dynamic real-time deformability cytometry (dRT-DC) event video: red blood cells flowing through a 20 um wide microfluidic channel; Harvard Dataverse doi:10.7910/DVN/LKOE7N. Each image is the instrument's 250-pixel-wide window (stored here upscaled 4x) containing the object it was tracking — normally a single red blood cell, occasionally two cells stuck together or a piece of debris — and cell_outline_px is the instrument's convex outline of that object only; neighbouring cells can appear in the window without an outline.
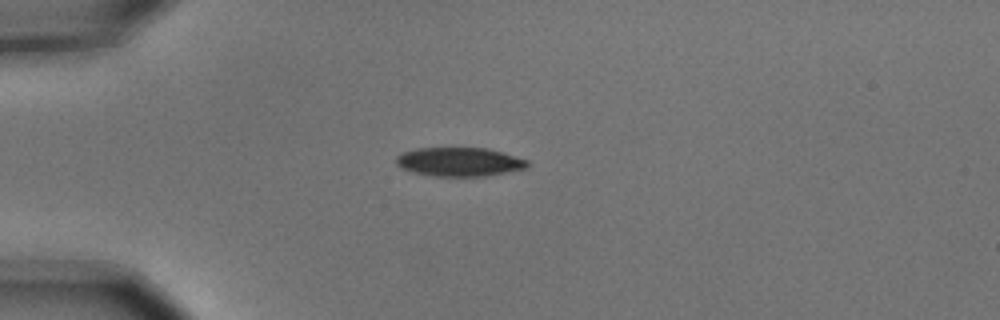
{"species": "common noctule bat (a hibernating species)", "species_latin": "Nyctalus noctula", "temperature_condition": "cold", "stored_images_in_passage": 14, "camera_frame_rate_fps": 3000, "um_per_image_px": 0.085, "animal": {"sex": "male", "body_mass_g": 15.6}, "frame": {"image": 1, "passage_image": 3, "time_ms": 0.667, "image_size_px": [1000, 320], "cell_outline_px": [[528, 168], [484, 176], [432, 176], [412, 172], [400, 168], [396, 164], [396, 156], [404, 152], [416, 148], [488, 148], [528, 160]], "centroid_in_image_um": [39.02, 13.76], "position_along_channel_um": 46.0, "area_um2": 22.08}}
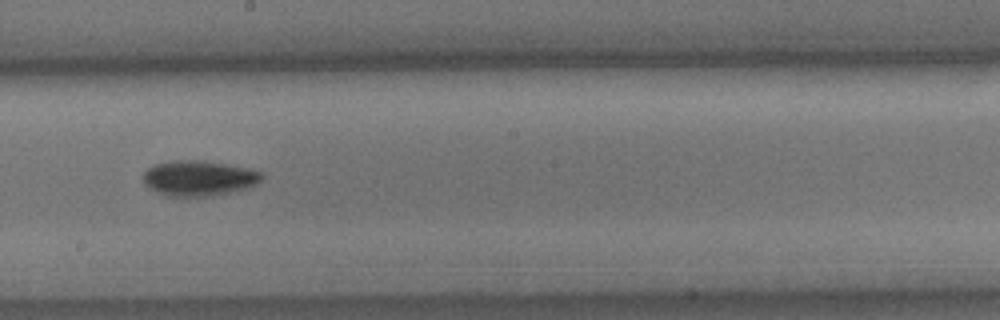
{"frame": {"image": 2, "passage_image": 8, "time_ms": 2.333, "image_size_px": [1000, 320], "cell_outline_px": [[264, 176], [256, 184], [248, 188], [216, 196], [168, 196], [156, 192], [144, 184], [144, 172], [148, 168], [156, 164], [168, 160], [204, 160], [264, 172]], "centroid_in_image_um": [16.9, 15.15], "position_along_channel_um": 231.3, "area_um2": 24.51}}
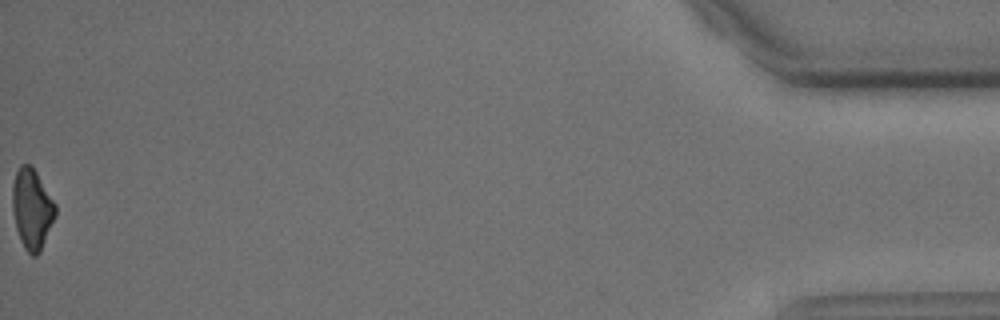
{"frame": {"image": 3, "passage_image": 14, "time_ms": 4.333, "image_size_px": [1000, 320], "cell_outline_px": [[56, 216], [40, 252], [36, 256], [32, 256], [24, 248], [20, 240], [16, 228], [12, 208], [12, 184], [16, 172], [20, 164], [32, 164], [56, 204]], "centroid_in_image_um": [2.72, 17.74], "position_along_channel_um": 432.5, "area_um2": 20.35}}